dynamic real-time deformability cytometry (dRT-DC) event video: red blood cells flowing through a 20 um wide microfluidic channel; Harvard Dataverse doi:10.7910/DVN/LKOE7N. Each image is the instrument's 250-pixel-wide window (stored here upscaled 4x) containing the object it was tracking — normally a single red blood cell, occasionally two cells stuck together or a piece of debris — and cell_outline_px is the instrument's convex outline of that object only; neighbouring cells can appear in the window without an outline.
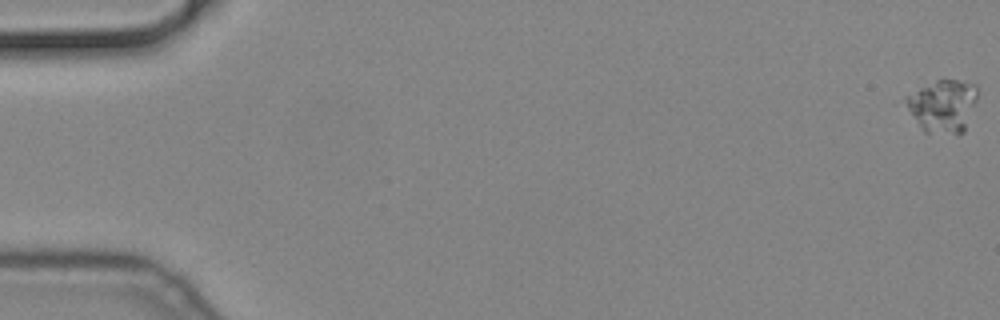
{"species": "common noctule bat (a hibernating species)", "species_latin": "Nyctalus noctula", "temperature_condition": "cold", "stored_images_in_passage": 58, "camera_frame_rate_fps": 3000, "um_per_image_px": 0.085, "animal": {"sex": "male", "body_mass_g": 19.2, "forearm_length_mm": 51.8}, "frame": {"image": 1, "passage_image": 1, "time_ms": 0.0, "image_size_px": [1000, 320], "cell_outline_px": [[976, 100], [964, 132], [924, 132], [908, 108], [904, 100], [908, 96], [920, 88], [936, 80], [956, 80], [976, 84]], "centroid_in_image_um": [80.16, 8.98], "position_along_channel_um": 4.8, "area_um2": 21.15}}
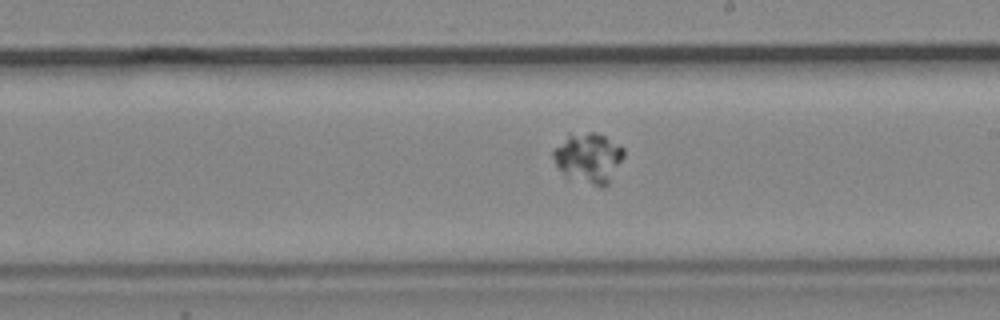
{"frame": {"image": 2, "passage_image": 34, "time_ms": 11.0, "image_size_px": [1000, 320], "cell_outline_px": [[624, 156], [608, 184], [604, 188], [600, 188], [568, 180], [564, 176], [556, 164], [552, 156], [552, 152], [568, 132], [592, 132], [604, 136], [620, 144], [624, 148]], "centroid_in_image_um": [50.0, 13.45], "position_along_channel_um": 239.0, "area_um2": 21.27}}
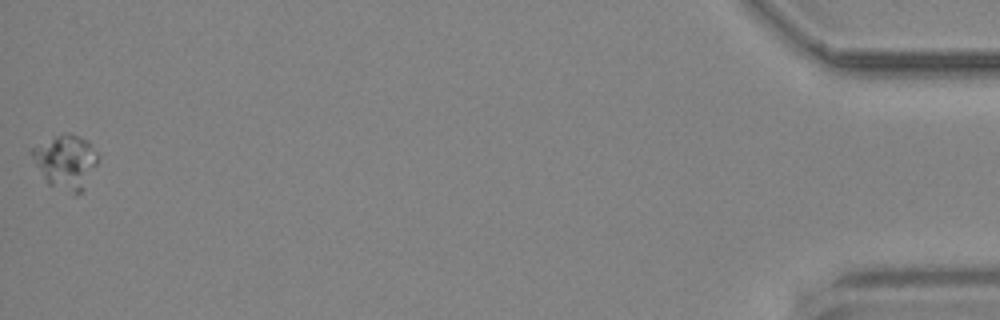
{"frame": {"image": 3, "passage_image": 58, "time_ms": 19.0, "image_size_px": [1000, 320], "cell_outline_px": [[100, 156], [84, 188], [76, 196], [48, 184], [36, 164], [32, 156], [32, 148], [64, 132], [68, 132], [80, 136], [88, 140]], "centroid_in_image_um": [5.63, 13.74], "position_along_channel_um": 429.6, "area_um2": 20.52}}